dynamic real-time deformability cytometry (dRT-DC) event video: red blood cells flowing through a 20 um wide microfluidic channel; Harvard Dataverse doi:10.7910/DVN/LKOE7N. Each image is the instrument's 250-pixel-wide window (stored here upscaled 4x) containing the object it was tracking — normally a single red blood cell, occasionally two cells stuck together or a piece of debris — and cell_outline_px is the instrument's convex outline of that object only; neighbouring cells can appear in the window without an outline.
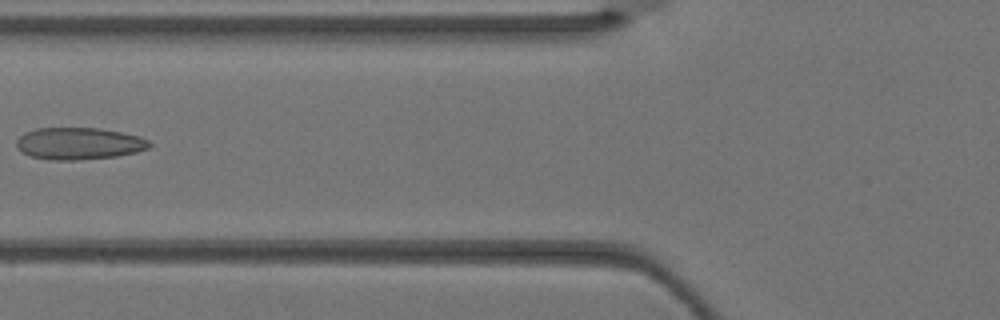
{"species": "Egyptian fruit bat (a non-hibernating species)", "species_latin": "Rousettus aegyptiacus", "temperature_condition": "warm", "stored_images_in_passage": 3, "camera_frame_rate_fps": 3000, "um_per_image_px": 0.085, "animal": {"sex": "female"}, "frame": {"image": 1, "passage_image": 3, "time_ms": 0.667, "image_size_px": [1000, 320], "cell_outline_px": [[152, 144], [148, 148], [136, 152], [116, 156], [76, 160], [52, 160], [28, 156], [16, 148], [16, 140], [24, 132], [36, 128], [100, 128], [140, 136], [148, 140]], "centroid_in_image_um": [6.67, 12.2], "position_along_channel_um": 119.1, "area_um2": 24.91}}